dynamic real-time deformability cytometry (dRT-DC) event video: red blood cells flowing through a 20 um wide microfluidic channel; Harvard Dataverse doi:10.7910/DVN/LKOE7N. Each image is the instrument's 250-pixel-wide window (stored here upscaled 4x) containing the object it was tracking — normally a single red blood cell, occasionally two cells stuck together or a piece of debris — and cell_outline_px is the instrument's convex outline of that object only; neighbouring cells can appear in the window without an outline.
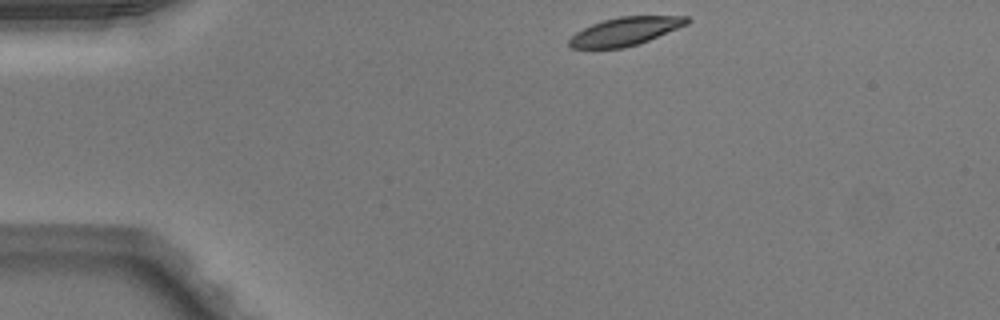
{"species": "Egyptian fruit bat (a non-hibernating species)", "species_latin": "Rousettus aegyptiacus", "temperature_condition": "warm", "stored_images_in_passage": 42, "camera_frame_rate_fps": 3000, "um_per_image_px": 0.085, "animal": {"sex": "male"}, "frame": {"image": 1, "passage_image": 1, "time_ms": 0.0, "image_size_px": [1000, 320], "cell_outline_px": [[692, 20], [688, 24], [648, 40], [624, 48], [572, 48], [568, 44], [568, 40], [576, 32], [592, 24], [604, 20], [620, 16], [688, 16]], "centroid_in_image_um": [53.16, 2.65], "position_along_channel_um": 31.8, "area_um2": 19.19}}
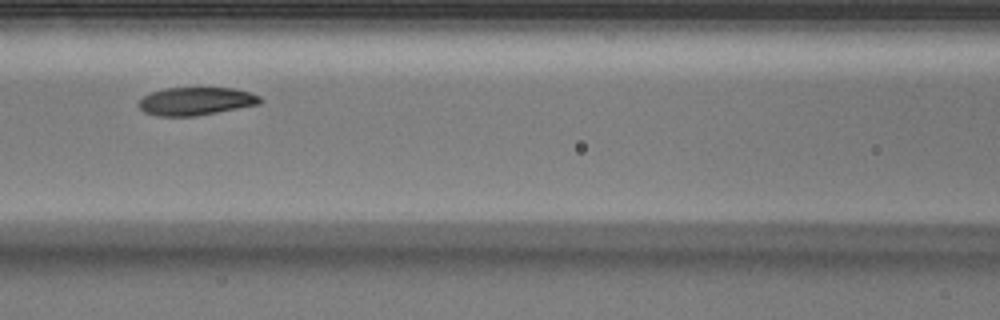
{"frame": {"image": 2, "passage_image": 14, "time_ms": 4.333, "image_size_px": [1000, 320], "cell_outline_px": [[264, 100], [260, 104], [196, 116], [156, 116], [144, 112], [140, 108], [140, 100], [144, 96], [152, 92], [164, 88], [236, 88], [260, 96]], "centroid_in_image_um": [16.68, 8.6], "position_along_channel_um": 149.9, "area_um2": 19.77}}
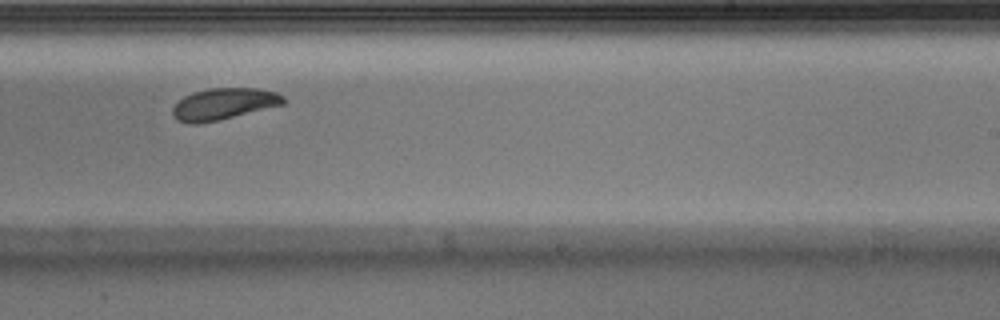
{"frame": {"image": 3, "passage_image": 23, "time_ms": 7.333, "image_size_px": [1000, 320], "cell_outline_px": [[284, 104], [216, 120], [196, 124], [188, 124], [176, 120], [172, 116], [172, 108], [184, 96], [192, 92], [208, 88], [256, 88], [276, 92], [284, 96]], "centroid_in_image_um": [18.97, 8.82], "position_along_channel_um": 270.0, "area_um2": 20.17}, "authors_computed_cell_mechanics": {"area_um2": 20.4323, "velocity_mm_per_s": 4.01, "shape_relaxation_time_tau1_ms": 8.8317, "shape_relaxation_time_tau2_ms": null, "deformation_change_tau1": 0.188, "deformation_change_tau2": null}}